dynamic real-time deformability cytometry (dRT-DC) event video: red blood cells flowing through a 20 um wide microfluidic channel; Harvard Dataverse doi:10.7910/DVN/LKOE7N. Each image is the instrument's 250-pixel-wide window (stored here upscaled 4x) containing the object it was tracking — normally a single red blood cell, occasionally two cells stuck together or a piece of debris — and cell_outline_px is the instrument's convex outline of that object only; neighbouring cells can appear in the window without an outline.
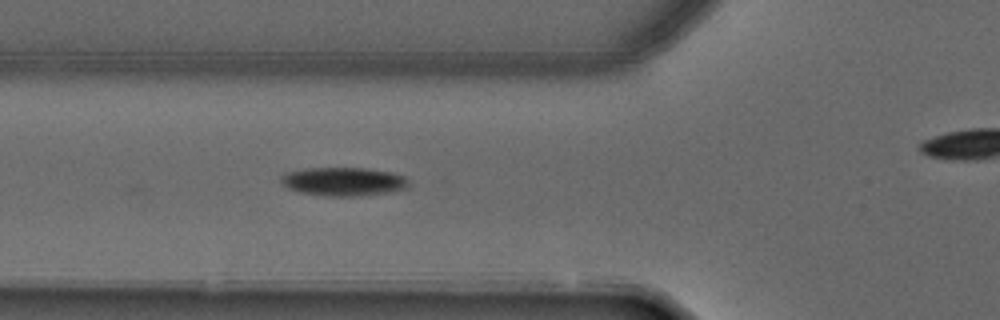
{"species": "common noctule bat (a hibernating species)", "species_latin": "Nyctalus noctula", "temperature_condition": "warm", "stored_images_in_passage": 6, "segment_of_instrument_passage": [1, 2], "camera_frame_rate_fps": 3000, "um_per_image_px": 0.085, "animal": {"sex": "male", "forearm_length_mm": 52.5}, "frame": {"image": 1, "passage_image": 5, "time_ms": 1.333, "image_size_px": [1000, 320], "cell_outline_px": [[412, 184], [408, 188], [392, 192], [352, 196], [324, 196], [300, 192], [288, 188], [280, 180], [280, 176], [288, 172], [308, 168], [364, 168], [392, 172], [404, 176]], "centroid_in_image_um": [29.25, 15.43], "position_along_channel_um": 96.6, "area_um2": 21.33}}